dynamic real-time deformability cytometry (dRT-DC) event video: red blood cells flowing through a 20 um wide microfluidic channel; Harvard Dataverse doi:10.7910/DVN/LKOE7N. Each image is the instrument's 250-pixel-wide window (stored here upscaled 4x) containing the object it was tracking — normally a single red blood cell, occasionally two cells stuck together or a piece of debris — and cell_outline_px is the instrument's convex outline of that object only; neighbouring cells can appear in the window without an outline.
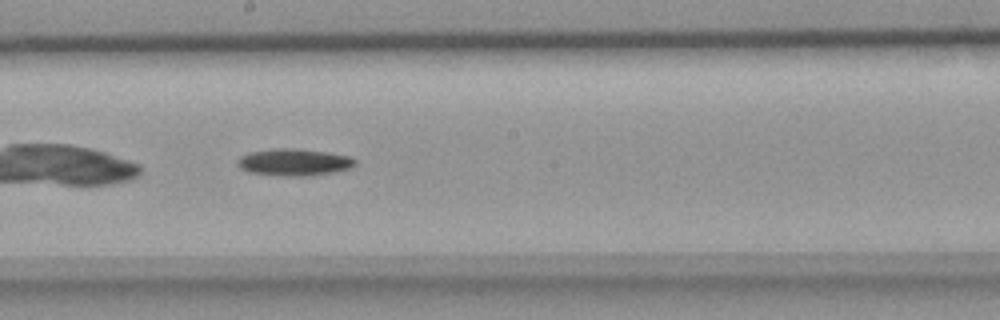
{"species": "common noctule bat (a hibernating species)", "species_latin": "Nyctalus noctula", "temperature_condition": "room temperature", "stored_images_in_passage": 25, "camera_frame_rate_fps": 3000, "um_per_image_px": 0.085, "animal": {"sex": "female", "body_mass_g": 18.4}, "frame": {"image": 1, "passage_image": 11, "time_ms": 3.333, "image_size_px": [1000, 320], "cell_outline_px": [[356, 164], [348, 168], [332, 172], [308, 176], [284, 176], [248, 172], [240, 168], [236, 164], [236, 160], [240, 156], [248, 152], [272, 148], [300, 148], [328, 152], [352, 156], [356, 160]], "centroid_in_image_um": [24.96, 13.77], "position_along_channel_um": 223.2, "area_um2": 18.79}}